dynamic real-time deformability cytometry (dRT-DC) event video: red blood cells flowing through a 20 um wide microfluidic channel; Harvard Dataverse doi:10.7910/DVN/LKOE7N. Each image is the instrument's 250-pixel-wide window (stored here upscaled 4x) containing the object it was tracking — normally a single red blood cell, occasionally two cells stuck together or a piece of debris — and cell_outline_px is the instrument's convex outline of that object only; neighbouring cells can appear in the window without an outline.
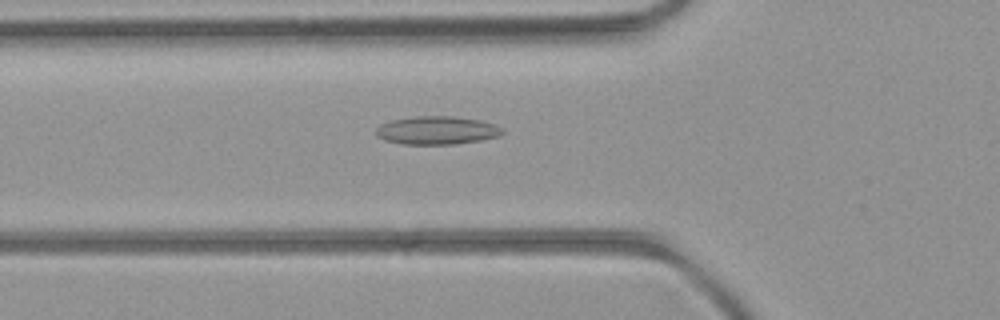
{"species": "common noctule bat (a hibernating species)", "species_latin": "Nyctalus noctula", "temperature_condition": "room temperature", "stored_images_in_passage": 49, "camera_frame_rate_fps": 3000, "um_per_image_px": 0.085, "animal": {"sex": "female", "body_mass_g": 21.9}, "frame": {"image": 1, "passage_image": 19, "time_ms": 6.0, "image_size_px": [1000, 320], "cell_outline_px": [[504, 132], [500, 136], [480, 140], [452, 144], [400, 144], [384, 140], [376, 136], [376, 128], [380, 124], [392, 120], [416, 116], [452, 116], [480, 120], [504, 128]], "centroid_in_image_um": [37.12, 11.08], "position_along_channel_um": 88.7, "area_um2": 20.81}}
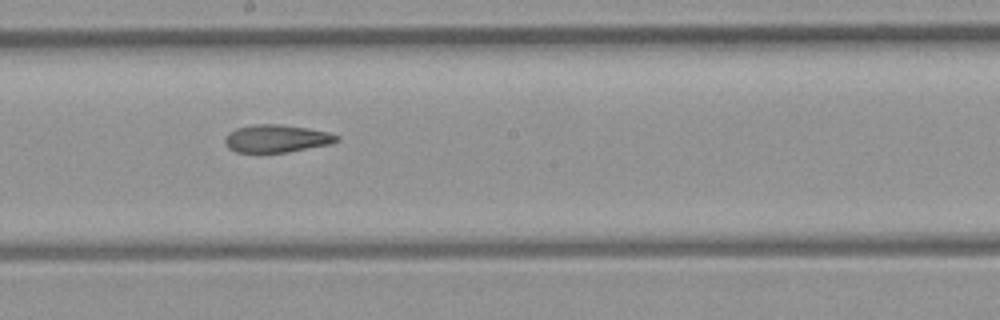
{"frame": {"image": 2, "passage_image": 29, "time_ms": 9.333, "image_size_px": [1000, 320], "cell_outline_px": [[340, 140], [328, 144], [288, 152], [236, 152], [228, 148], [224, 140], [228, 132], [236, 128], [252, 124], [284, 124], [308, 128], [328, 132], [340, 136]], "centroid_in_image_um": [23.49, 11.76], "position_along_channel_um": 224.7, "area_um2": 18.09}}
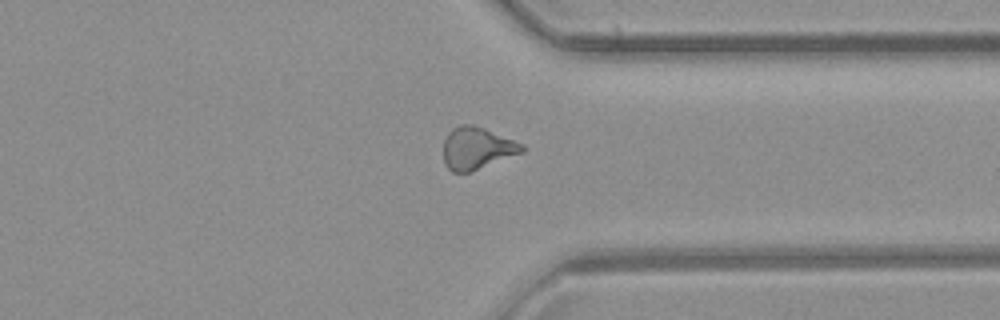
{"frame": {"image": 3, "passage_image": 40, "time_ms": 13.0, "image_size_px": [1000, 320], "cell_outline_px": [[524, 152], [468, 172], [452, 172], [448, 168], [444, 160], [444, 140], [448, 132], [452, 128], [460, 124], [472, 124], [484, 128], [524, 144]], "centroid_in_image_um": [40.53, 12.58], "position_along_channel_um": 370.9, "area_um2": 19.13}}